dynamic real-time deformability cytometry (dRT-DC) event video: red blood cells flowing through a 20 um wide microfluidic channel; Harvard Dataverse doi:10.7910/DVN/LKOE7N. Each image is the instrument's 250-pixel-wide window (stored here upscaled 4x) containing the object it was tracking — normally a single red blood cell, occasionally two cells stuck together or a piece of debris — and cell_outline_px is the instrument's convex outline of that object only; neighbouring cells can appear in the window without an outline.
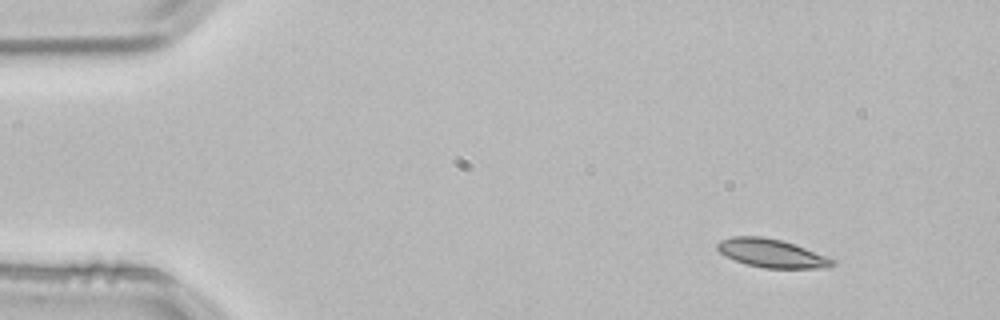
{"species": "common noctule bat (a hibernating species)", "species_latin": "Nyctalus noctula", "temperature_condition": "room temperature", "stored_images_in_passage": 3, "camera_frame_rate_fps": 3000, "um_per_image_px": 0.085, "animal": {"sex": "male", "body_mass_g": 21.5, "forearm_length_mm": 52.0}, "frame": {"image": 1, "passage_image": 1, "time_ms": 0.0, "image_size_px": [1000, 320], "cell_outline_px": [[836, 264], [828, 268], [764, 268], [744, 264], [720, 252], [716, 248], [716, 244], [720, 240], [732, 236], [764, 236], [780, 240], [804, 248], [836, 260]], "centroid_in_image_um": [65.58, 21.53], "position_along_channel_um": 19.4, "area_um2": 18.96}}
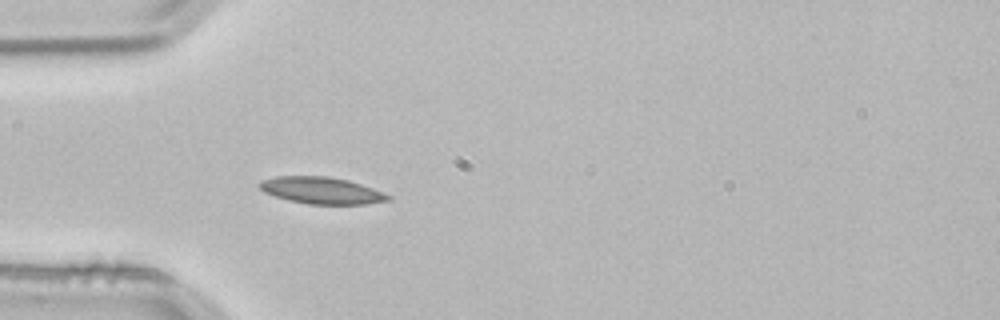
{"frame": {"image": 2, "passage_image": 3, "time_ms": 0.667, "image_size_px": [1000, 320], "cell_outline_px": [[392, 200], [368, 204], [308, 204], [288, 200], [264, 192], [256, 184], [260, 180], [276, 176], [328, 176], [348, 180], [372, 188], [392, 196]], "centroid_in_image_um": [27.32, 16.19], "position_along_channel_um": 57.7, "area_um2": 20.17}}